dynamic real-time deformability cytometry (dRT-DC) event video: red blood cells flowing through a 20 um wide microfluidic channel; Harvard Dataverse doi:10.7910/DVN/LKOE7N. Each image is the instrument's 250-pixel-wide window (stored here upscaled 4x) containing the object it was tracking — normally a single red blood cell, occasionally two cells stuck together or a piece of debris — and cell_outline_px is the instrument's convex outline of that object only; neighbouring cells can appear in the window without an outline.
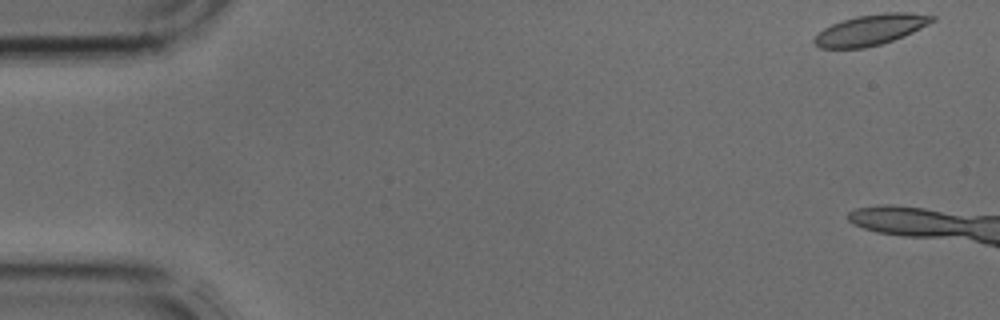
{"species": "common noctule bat (a hibernating species)", "species_latin": "Nyctalus noctula", "temperature_condition": "cold", "stored_images_in_passage": 5, "camera_frame_rate_fps": 3000, "um_per_image_px": 0.085, "animal": {"sex": "male", "body_mass_g": 17.9, "forearm_length_mm": 54.2}, "frame": {"image": 1, "passage_image": 1, "time_ms": 0.0, "image_size_px": [1000, 320], "cell_outline_px": [[936, 20], [904, 36], [880, 44], [864, 48], [820, 48], [812, 40], [824, 28], [832, 24], [856, 16], [884, 12], [908, 12], [936, 16]], "centroid_in_image_um": [74.03, 2.52], "position_along_channel_um": 11.0, "area_um2": 20.87}}